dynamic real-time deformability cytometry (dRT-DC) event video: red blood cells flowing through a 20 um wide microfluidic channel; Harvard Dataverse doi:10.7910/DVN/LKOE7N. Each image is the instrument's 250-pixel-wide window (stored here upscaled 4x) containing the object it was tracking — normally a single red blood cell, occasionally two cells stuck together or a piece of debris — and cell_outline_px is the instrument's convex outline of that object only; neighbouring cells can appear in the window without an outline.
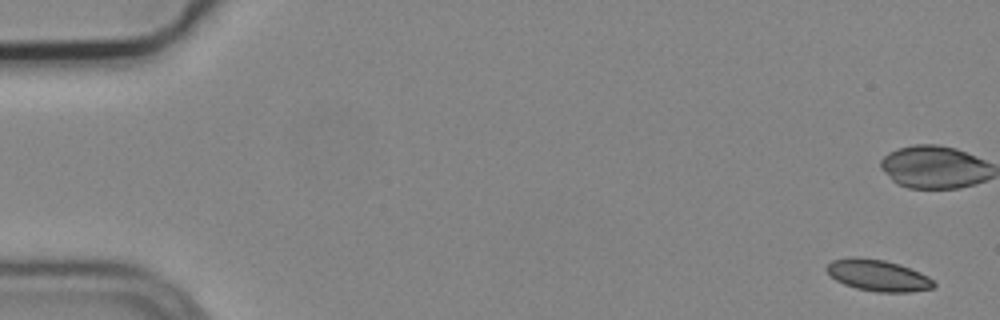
{"species": "common noctule bat (a hibernating species)", "species_latin": "Nyctalus noctula", "temperature_condition": "cold", "stored_images_in_passage": 8, "camera_frame_rate_fps": 3000, "um_per_image_px": 0.085, "animal": {"sex": "male", "body_mass_g": 19.2, "forearm_length_mm": 51.8}, "frame": {"image": 1, "passage_image": 1, "time_ms": 0.0, "image_size_px": [1000, 320], "cell_outline_px": [[936, 284], [932, 288], [912, 292], [876, 292], [856, 288], [844, 284], [836, 280], [824, 268], [832, 260], [852, 256], [856, 256], [884, 260], [900, 264], [920, 272], [928, 276]], "centroid_in_image_um": [74.62, 23.4], "position_along_channel_um": 10.4, "area_um2": 19.71}}